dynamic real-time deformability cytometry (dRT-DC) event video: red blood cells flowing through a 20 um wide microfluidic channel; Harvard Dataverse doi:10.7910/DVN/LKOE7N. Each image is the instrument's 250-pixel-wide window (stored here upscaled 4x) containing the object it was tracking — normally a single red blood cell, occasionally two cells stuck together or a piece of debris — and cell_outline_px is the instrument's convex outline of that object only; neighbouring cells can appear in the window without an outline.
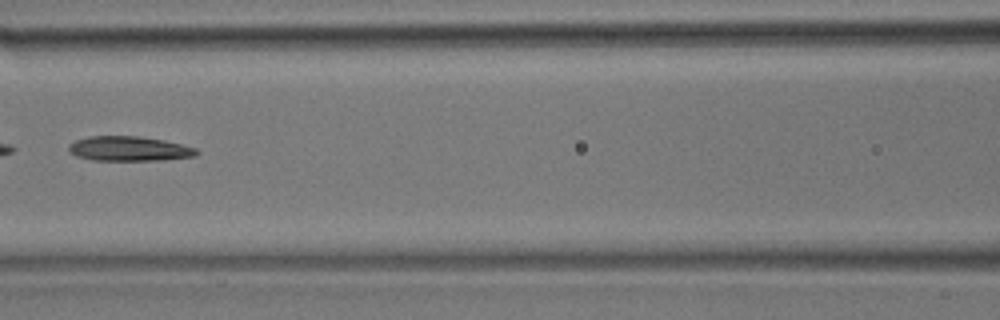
{"species": "common noctule bat (a hibernating species)", "species_latin": "Nyctalus noctula", "temperature_condition": "room temperature", "stored_images_in_passage": 12, "camera_frame_rate_fps": 3000, "um_per_image_px": 0.085, "animal": {"sex": "male", "body_mass_g": 17.9}, "frame": {"image": 1, "passage_image": 6, "time_ms": 1.667, "image_size_px": [1000, 320], "cell_outline_px": [[200, 152], [196, 156], [164, 160], [92, 160], [76, 156], [68, 152], [68, 144], [76, 140], [88, 136], [140, 136], [164, 140], [196, 148]], "centroid_in_image_um": [10.96, 12.64], "position_along_channel_um": 155.6, "area_um2": 18.55}}